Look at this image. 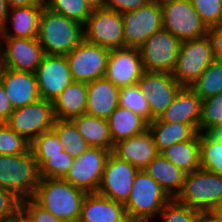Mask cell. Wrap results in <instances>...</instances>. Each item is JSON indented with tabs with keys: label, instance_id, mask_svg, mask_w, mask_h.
Here are the masks:
<instances>
[{
	"label": "cell",
	"instance_id": "2e32d148",
	"mask_svg": "<svg viewBox=\"0 0 222 222\" xmlns=\"http://www.w3.org/2000/svg\"><path fill=\"white\" fill-rule=\"evenodd\" d=\"M40 97L52 102L72 81L66 55H47L35 71Z\"/></svg>",
	"mask_w": 222,
	"mask_h": 222
},
{
	"label": "cell",
	"instance_id": "8fae6325",
	"mask_svg": "<svg viewBox=\"0 0 222 222\" xmlns=\"http://www.w3.org/2000/svg\"><path fill=\"white\" fill-rule=\"evenodd\" d=\"M110 50L83 39L66 55L73 81L89 83L104 77Z\"/></svg>",
	"mask_w": 222,
	"mask_h": 222
},
{
	"label": "cell",
	"instance_id": "7bdbcfd3",
	"mask_svg": "<svg viewBox=\"0 0 222 222\" xmlns=\"http://www.w3.org/2000/svg\"><path fill=\"white\" fill-rule=\"evenodd\" d=\"M21 202L13 191L0 187V220L17 215L21 211Z\"/></svg>",
	"mask_w": 222,
	"mask_h": 222
},
{
	"label": "cell",
	"instance_id": "ac0fdd59",
	"mask_svg": "<svg viewBox=\"0 0 222 222\" xmlns=\"http://www.w3.org/2000/svg\"><path fill=\"white\" fill-rule=\"evenodd\" d=\"M143 72L139 48L122 47L110 50L105 77L116 87L136 84Z\"/></svg>",
	"mask_w": 222,
	"mask_h": 222
},
{
	"label": "cell",
	"instance_id": "8d00e7d4",
	"mask_svg": "<svg viewBox=\"0 0 222 222\" xmlns=\"http://www.w3.org/2000/svg\"><path fill=\"white\" fill-rule=\"evenodd\" d=\"M45 6L83 26L91 14V10L83 0H48Z\"/></svg>",
	"mask_w": 222,
	"mask_h": 222
},
{
	"label": "cell",
	"instance_id": "4fadbf2b",
	"mask_svg": "<svg viewBox=\"0 0 222 222\" xmlns=\"http://www.w3.org/2000/svg\"><path fill=\"white\" fill-rule=\"evenodd\" d=\"M125 47L139 48L148 37L163 28L161 3L151 0L122 14Z\"/></svg>",
	"mask_w": 222,
	"mask_h": 222
},
{
	"label": "cell",
	"instance_id": "681fc988",
	"mask_svg": "<svg viewBox=\"0 0 222 222\" xmlns=\"http://www.w3.org/2000/svg\"><path fill=\"white\" fill-rule=\"evenodd\" d=\"M83 1L91 11L96 10L98 8H103L105 3V0H83Z\"/></svg>",
	"mask_w": 222,
	"mask_h": 222
},
{
	"label": "cell",
	"instance_id": "9a60e30c",
	"mask_svg": "<svg viewBox=\"0 0 222 222\" xmlns=\"http://www.w3.org/2000/svg\"><path fill=\"white\" fill-rule=\"evenodd\" d=\"M131 163L119 159L112 152L106 161L97 193L125 204L130 197L136 173Z\"/></svg>",
	"mask_w": 222,
	"mask_h": 222
},
{
	"label": "cell",
	"instance_id": "277c9868",
	"mask_svg": "<svg viewBox=\"0 0 222 222\" xmlns=\"http://www.w3.org/2000/svg\"><path fill=\"white\" fill-rule=\"evenodd\" d=\"M39 181V167L30 149L19 155H0L1 188L24 200L34 196Z\"/></svg>",
	"mask_w": 222,
	"mask_h": 222
},
{
	"label": "cell",
	"instance_id": "f35d334b",
	"mask_svg": "<svg viewBox=\"0 0 222 222\" xmlns=\"http://www.w3.org/2000/svg\"><path fill=\"white\" fill-rule=\"evenodd\" d=\"M74 158L65 150L56 156H50L40 167L39 176L42 178L63 179L72 167Z\"/></svg>",
	"mask_w": 222,
	"mask_h": 222
},
{
	"label": "cell",
	"instance_id": "d6a6232c",
	"mask_svg": "<svg viewBox=\"0 0 222 222\" xmlns=\"http://www.w3.org/2000/svg\"><path fill=\"white\" fill-rule=\"evenodd\" d=\"M190 87L202 100L219 95L222 92V62H211Z\"/></svg>",
	"mask_w": 222,
	"mask_h": 222
},
{
	"label": "cell",
	"instance_id": "52a82bcc",
	"mask_svg": "<svg viewBox=\"0 0 222 222\" xmlns=\"http://www.w3.org/2000/svg\"><path fill=\"white\" fill-rule=\"evenodd\" d=\"M163 28L181 42L207 36L208 27L194 9L191 0H168L161 3Z\"/></svg>",
	"mask_w": 222,
	"mask_h": 222
},
{
	"label": "cell",
	"instance_id": "f546056e",
	"mask_svg": "<svg viewBox=\"0 0 222 222\" xmlns=\"http://www.w3.org/2000/svg\"><path fill=\"white\" fill-rule=\"evenodd\" d=\"M160 154L185 173L200 169V133L191 140L173 144Z\"/></svg>",
	"mask_w": 222,
	"mask_h": 222
},
{
	"label": "cell",
	"instance_id": "5b68a950",
	"mask_svg": "<svg viewBox=\"0 0 222 222\" xmlns=\"http://www.w3.org/2000/svg\"><path fill=\"white\" fill-rule=\"evenodd\" d=\"M175 199L198 211L212 210L222 200V176L202 168L187 173Z\"/></svg>",
	"mask_w": 222,
	"mask_h": 222
},
{
	"label": "cell",
	"instance_id": "cb8c5ba5",
	"mask_svg": "<svg viewBox=\"0 0 222 222\" xmlns=\"http://www.w3.org/2000/svg\"><path fill=\"white\" fill-rule=\"evenodd\" d=\"M43 6L32 5L10 8L4 23L5 37L37 38Z\"/></svg>",
	"mask_w": 222,
	"mask_h": 222
},
{
	"label": "cell",
	"instance_id": "f6af8a7d",
	"mask_svg": "<svg viewBox=\"0 0 222 222\" xmlns=\"http://www.w3.org/2000/svg\"><path fill=\"white\" fill-rule=\"evenodd\" d=\"M207 36L210 38L215 60L222 62V23L208 27Z\"/></svg>",
	"mask_w": 222,
	"mask_h": 222
},
{
	"label": "cell",
	"instance_id": "f1b7e54d",
	"mask_svg": "<svg viewBox=\"0 0 222 222\" xmlns=\"http://www.w3.org/2000/svg\"><path fill=\"white\" fill-rule=\"evenodd\" d=\"M113 144L148 129V123L127 108L118 106L108 118Z\"/></svg>",
	"mask_w": 222,
	"mask_h": 222
},
{
	"label": "cell",
	"instance_id": "7dc6e473",
	"mask_svg": "<svg viewBox=\"0 0 222 222\" xmlns=\"http://www.w3.org/2000/svg\"><path fill=\"white\" fill-rule=\"evenodd\" d=\"M196 222H222V220L212 211H198Z\"/></svg>",
	"mask_w": 222,
	"mask_h": 222
},
{
	"label": "cell",
	"instance_id": "1f68e13d",
	"mask_svg": "<svg viewBox=\"0 0 222 222\" xmlns=\"http://www.w3.org/2000/svg\"><path fill=\"white\" fill-rule=\"evenodd\" d=\"M52 130L56 133L65 151L74 159L90 147L71 120L56 119Z\"/></svg>",
	"mask_w": 222,
	"mask_h": 222
},
{
	"label": "cell",
	"instance_id": "816d5d0a",
	"mask_svg": "<svg viewBox=\"0 0 222 222\" xmlns=\"http://www.w3.org/2000/svg\"><path fill=\"white\" fill-rule=\"evenodd\" d=\"M0 222H23V214L20 211L14 217H10V218H7V219H1Z\"/></svg>",
	"mask_w": 222,
	"mask_h": 222
},
{
	"label": "cell",
	"instance_id": "60d3db41",
	"mask_svg": "<svg viewBox=\"0 0 222 222\" xmlns=\"http://www.w3.org/2000/svg\"><path fill=\"white\" fill-rule=\"evenodd\" d=\"M207 27L222 23V0H191Z\"/></svg>",
	"mask_w": 222,
	"mask_h": 222
},
{
	"label": "cell",
	"instance_id": "ab89813d",
	"mask_svg": "<svg viewBox=\"0 0 222 222\" xmlns=\"http://www.w3.org/2000/svg\"><path fill=\"white\" fill-rule=\"evenodd\" d=\"M198 210L171 199L157 215L162 222H196Z\"/></svg>",
	"mask_w": 222,
	"mask_h": 222
},
{
	"label": "cell",
	"instance_id": "6f0895ef",
	"mask_svg": "<svg viewBox=\"0 0 222 222\" xmlns=\"http://www.w3.org/2000/svg\"><path fill=\"white\" fill-rule=\"evenodd\" d=\"M23 222H26L25 216L23 215Z\"/></svg>",
	"mask_w": 222,
	"mask_h": 222
},
{
	"label": "cell",
	"instance_id": "d590c367",
	"mask_svg": "<svg viewBox=\"0 0 222 222\" xmlns=\"http://www.w3.org/2000/svg\"><path fill=\"white\" fill-rule=\"evenodd\" d=\"M30 150L37 161L38 167H40L50 156L59 155L65 148L56 133L51 129L37 136L30 143Z\"/></svg>",
	"mask_w": 222,
	"mask_h": 222
},
{
	"label": "cell",
	"instance_id": "d4e9b609",
	"mask_svg": "<svg viewBox=\"0 0 222 222\" xmlns=\"http://www.w3.org/2000/svg\"><path fill=\"white\" fill-rule=\"evenodd\" d=\"M87 83L72 81L53 101L56 119L71 120L86 113Z\"/></svg>",
	"mask_w": 222,
	"mask_h": 222
},
{
	"label": "cell",
	"instance_id": "603a6c76",
	"mask_svg": "<svg viewBox=\"0 0 222 222\" xmlns=\"http://www.w3.org/2000/svg\"><path fill=\"white\" fill-rule=\"evenodd\" d=\"M119 91L105 76L87 83L86 114L108 119L119 106Z\"/></svg>",
	"mask_w": 222,
	"mask_h": 222
},
{
	"label": "cell",
	"instance_id": "4316f807",
	"mask_svg": "<svg viewBox=\"0 0 222 222\" xmlns=\"http://www.w3.org/2000/svg\"><path fill=\"white\" fill-rule=\"evenodd\" d=\"M71 121L75 124L78 132L91 147H102L110 152L113 151L108 119L98 118L89 114L77 116Z\"/></svg>",
	"mask_w": 222,
	"mask_h": 222
},
{
	"label": "cell",
	"instance_id": "f5cc1de1",
	"mask_svg": "<svg viewBox=\"0 0 222 222\" xmlns=\"http://www.w3.org/2000/svg\"><path fill=\"white\" fill-rule=\"evenodd\" d=\"M212 211L222 220V200L214 206Z\"/></svg>",
	"mask_w": 222,
	"mask_h": 222
},
{
	"label": "cell",
	"instance_id": "e0dca14e",
	"mask_svg": "<svg viewBox=\"0 0 222 222\" xmlns=\"http://www.w3.org/2000/svg\"><path fill=\"white\" fill-rule=\"evenodd\" d=\"M137 84L146 95L154 119L167 109L182 88L171 73L144 71Z\"/></svg>",
	"mask_w": 222,
	"mask_h": 222
},
{
	"label": "cell",
	"instance_id": "bcb514c9",
	"mask_svg": "<svg viewBox=\"0 0 222 222\" xmlns=\"http://www.w3.org/2000/svg\"><path fill=\"white\" fill-rule=\"evenodd\" d=\"M13 110L3 84L0 82V123H6Z\"/></svg>",
	"mask_w": 222,
	"mask_h": 222
},
{
	"label": "cell",
	"instance_id": "f907efd6",
	"mask_svg": "<svg viewBox=\"0 0 222 222\" xmlns=\"http://www.w3.org/2000/svg\"><path fill=\"white\" fill-rule=\"evenodd\" d=\"M8 12L9 7L7 2L5 0H0V20H2L4 23L6 22Z\"/></svg>",
	"mask_w": 222,
	"mask_h": 222
},
{
	"label": "cell",
	"instance_id": "9c48e42d",
	"mask_svg": "<svg viewBox=\"0 0 222 222\" xmlns=\"http://www.w3.org/2000/svg\"><path fill=\"white\" fill-rule=\"evenodd\" d=\"M83 34L87 42L108 50L125 47L122 14L106 7L91 11Z\"/></svg>",
	"mask_w": 222,
	"mask_h": 222
},
{
	"label": "cell",
	"instance_id": "836d02e7",
	"mask_svg": "<svg viewBox=\"0 0 222 222\" xmlns=\"http://www.w3.org/2000/svg\"><path fill=\"white\" fill-rule=\"evenodd\" d=\"M119 106L129 109L143 118L148 124L154 118L151 116L150 107L146 95L139 88L138 84L121 87L119 91Z\"/></svg>",
	"mask_w": 222,
	"mask_h": 222
},
{
	"label": "cell",
	"instance_id": "d6986e66",
	"mask_svg": "<svg viewBox=\"0 0 222 222\" xmlns=\"http://www.w3.org/2000/svg\"><path fill=\"white\" fill-rule=\"evenodd\" d=\"M0 82L14 109L29 105L41 98L35 73L0 67Z\"/></svg>",
	"mask_w": 222,
	"mask_h": 222
},
{
	"label": "cell",
	"instance_id": "484cf974",
	"mask_svg": "<svg viewBox=\"0 0 222 222\" xmlns=\"http://www.w3.org/2000/svg\"><path fill=\"white\" fill-rule=\"evenodd\" d=\"M145 171L171 199L176 198L181 192L187 174L160 153L149 163Z\"/></svg>",
	"mask_w": 222,
	"mask_h": 222
},
{
	"label": "cell",
	"instance_id": "30bf717a",
	"mask_svg": "<svg viewBox=\"0 0 222 222\" xmlns=\"http://www.w3.org/2000/svg\"><path fill=\"white\" fill-rule=\"evenodd\" d=\"M55 120L52 102L40 98L29 105L15 108L6 124L31 143L43 132L51 130Z\"/></svg>",
	"mask_w": 222,
	"mask_h": 222
},
{
	"label": "cell",
	"instance_id": "9f6ffc18",
	"mask_svg": "<svg viewBox=\"0 0 222 222\" xmlns=\"http://www.w3.org/2000/svg\"><path fill=\"white\" fill-rule=\"evenodd\" d=\"M217 133L222 137V130H219Z\"/></svg>",
	"mask_w": 222,
	"mask_h": 222
},
{
	"label": "cell",
	"instance_id": "7a4b0ae2",
	"mask_svg": "<svg viewBox=\"0 0 222 222\" xmlns=\"http://www.w3.org/2000/svg\"><path fill=\"white\" fill-rule=\"evenodd\" d=\"M38 41L47 55H67L83 39V25L43 6Z\"/></svg>",
	"mask_w": 222,
	"mask_h": 222
},
{
	"label": "cell",
	"instance_id": "6da1fadb",
	"mask_svg": "<svg viewBox=\"0 0 222 222\" xmlns=\"http://www.w3.org/2000/svg\"><path fill=\"white\" fill-rule=\"evenodd\" d=\"M87 192L61 178H42L32 197L55 217L78 222Z\"/></svg>",
	"mask_w": 222,
	"mask_h": 222
},
{
	"label": "cell",
	"instance_id": "ba28073f",
	"mask_svg": "<svg viewBox=\"0 0 222 222\" xmlns=\"http://www.w3.org/2000/svg\"><path fill=\"white\" fill-rule=\"evenodd\" d=\"M180 46L181 41L168 30L156 31L139 47L144 71L172 73Z\"/></svg>",
	"mask_w": 222,
	"mask_h": 222
},
{
	"label": "cell",
	"instance_id": "44dd1931",
	"mask_svg": "<svg viewBox=\"0 0 222 222\" xmlns=\"http://www.w3.org/2000/svg\"><path fill=\"white\" fill-rule=\"evenodd\" d=\"M201 109L202 99L191 87H182L158 119L161 122L190 124L199 132Z\"/></svg>",
	"mask_w": 222,
	"mask_h": 222
},
{
	"label": "cell",
	"instance_id": "b9f144b4",
	"mask_svg": "<svg viewBox=\"0 0 222 222\" xmlns=\"http://www.w3.org/2000/svg\"><path fill=\"white\" fill-rule=\"evenodd\" d=\"M21 213L25 216L26 222H69L55 217L33 198L22 200Z\"/></svg>",
	"mask_w": 222,
	"mask_h": 222
},
{
	"label": "cell",
	"instance_id": "ee69618b",
	"mask_svg": "<svg viewBox=\"0 0 222 222\" xmlns=\"http://www.w3.org/2000/svg\"><path fill=\"white\" fill-rule=\"evenodd\" d=\"M151 0H105L104 7L121 14L137 10Z\"/></svg>",
	"mask_w": 222,
	"mask_h": 222
},
{
	"label": "cell",
	"instance_id": "4dcf8cb0",
	"mask_svg": "<svg viewBox=\"0 0 222 222\" xmlns=\"http://www.w3.org/2000/svg\"><path fill=\"white\" fill-rule=\"evenodd\" d=\"M200 165L222 176V137L218 133H200Z\"/></svg>",
	"mask_w": 222,
	"mask_h": 222
},
{
	"label": "cell",
	"instance_id": "c3c4849f",
	"mask_svg": "<svg viewBox=\"0 0 222 222\" xmlns=\"http://www.w3.org/2000/svg\"><path fill=\"white\" fill-rule=\"evenodd\" d=\"M10 8L32 5H45L42 0H5Z\"/></svg>",
	"mask_w": 222,
	"mask_h": 222
},
{
	"label": "cell",
	"instance_id": "ffe728a7",
	"mask_svg": "<svg viewBox=\"0 0 222 222\" xmlns=\"http://www.w3.org/2000/svg\"><path fill=\"white\" fill-rule=\"evenodd\" d=\"M112 153L138 170H145L159 154L149 129L114 144Z\"/></svg>",
	"mask_w": 222,
	"mask_h": 222
},
{
	"label": "cell",
	"instance_id": "7402d4cb",
	"mask_svg": "<svg viewBox=\"0 0 222 222\" xmlns=\"http://www.w3.org/2000/svg\"><path fill=\"white\" fill-rule=\"evenodd\" d=\"M78 222H131L121 202L98 193H87Z\"/></svg>",
	"mask_w": 222,
	"mask_h": 222
},
{
	"label": "cell",
	"instance_id": "7c38bea8",
	"mask_svg": "<svg viewBox=\"0 0 222 222\" xmlns=\"http://www.w3.org/2000/svg\"><path fill=\"white\" fill-rule=\"evenodd\" d=\"M110 153L102 147L90 146L74 159L72 167L63 179L87 193H97Z\"/></svg>",
	"mask_w": 222,
	"mask_h": 222
},
{
	"label": "cell",
	"instance_id": "5bb4252c",
	"mask_svg": "<svg viewBox=\"0 0 222 222\" xmlns=\"http://www.w3.org/2000/svg\"><path fill=\"white\" fill-rule=\"evenodd\" d=\"M44 55L38 38L5 37L0 49V67L35 73Z\"/></svg>",
	"mask_w": 222,
	"mask_h": 222
},
{
	"label": "cell",
	"instance_id": "db71d44e",
	"mask_svg": "<svg viewBox=\"0 0 222 222\" xmlns=\"http://www.w3.org/2000/svg\"><path fill=\"white\" fill-rule=\"evenodd\" d=\"M5 39V27L4 22L0 20V49L2 47L3 41Z\"/></svg>",
	"mask_w": 222,
	"mask_h": 222
},
{
	"label": "cell",
	"instance_id": "83f0119b",
	"mask_svg": "<svg viewBox=\"0 0 222 222\" xmlns=\"http://www.w3.org/2000/svg\"><path fill=\"white\" fill-rule=\"evenodd\" d=\"M148 129L159 153L175 143L191 140L198 133L190 124L161 122L158 118L148 124Z\"/></svg>",
	"mask_w": 222,
	"mask_h": 222
},
{
	"label": "cell",
	"instance_id": "74e56055",
	"mask_svg": "<svg viewBox=\"0 0 222 222\" xmlns=\"http://www.w3.org/2000/svg\"><path fill=\"white\" fill-rule=\"evenodd\" d=\"M30 149V142L6 123H0V155H19Z\"/></svg>",
	"mask_w": 222,
	"mask_h": 222
},
{
	"label": "cell",
	"instance_id": "8992f818",
	"mask_svg": "<svg viewBox=\"0 0 222 222\" xmlns=\"http://www.w3.org/2000/svg\"><path fill=\"white\" fill-rule=\"evenodd\" d=\"M214 60L212 44L208 36L182 41L176 65L171 74L182 87H190Z\"/></svg>",
	"mask_w": 222,
	"mask_h": 222
},
{
	"label": "cell",
	"instance_id": "3957f363",
	"mask_svg": "<svg viewBox=\"0 0 222 222\" xmlns=\"http://www.w3.org/2000/svg\"><path fill=\"white\" fill-rule=\"evenodd\" d=\"M170 200L169 195L145 170H139L124 206L131 222H150Z\"/></svg>",
	"mask_w": 222,
	"mask_h": 222
},
{
	"label": "cell",
	"instance_id": "e575fe53",
	"mask_svg": "<svg viewBox=\"0 0 222 222\" xmlns=\"http://www.w3.org/2000/svg\"><path fill=\"white\" fill-rule=\"evenodd\" d=\"M222 130V92L202 100L199 133H217Z\"/></svg>",
	"mask_w": 222,
	"mask_h": 222
},
{
	"label": "cell",
	"instance_id": "11a10c76",
	"mask_svg": "<svg viewBox=\"0 0 222 222\" xmlns=\"http://www.w3.org/2000/svg\"><path fill=\"white\" fill-rule=\"evenodd\" d=\"M153 1H156L157 3H162V2H165V1H168V0H153Z\"/></svg>",
	"mask_w": 222,
	"mask_h": 222
}]
</instances>
